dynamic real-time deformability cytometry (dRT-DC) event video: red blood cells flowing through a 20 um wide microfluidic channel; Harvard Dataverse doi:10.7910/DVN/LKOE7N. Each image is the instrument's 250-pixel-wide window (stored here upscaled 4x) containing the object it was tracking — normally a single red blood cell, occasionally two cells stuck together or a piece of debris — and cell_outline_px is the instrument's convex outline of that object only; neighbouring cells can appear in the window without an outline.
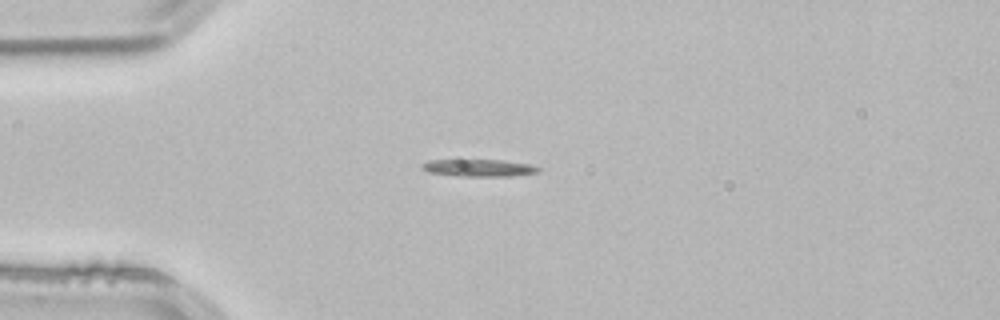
{"species": "common noctule bat (a hibernating species)", "species_latin": "Nyctalus noctula", "temperature_condition": "room temperature", "stored_images_in_passage": 40, "camera_frame_rate_fps": 3000, "um_per_image_px": 0.085, "animal": {"sex": "male", "body_mass_g": 21.5, "forearm_length_mm": 52.0}, "frame": {"image": 1, "passage_image": 1, "time_ms": 0.0, "image_size_px": [1000, 320], "cell_outline_px": [[540, 168], [536, 172], [508, 176], [460, 176], [428, 172], [420, 164], [428, 160], [504, 160], [528, 164]], "centroid_in_image_um": [40.66, 14.26], "position_along_channel_um": 44.3, "area_um2": 11.39}}
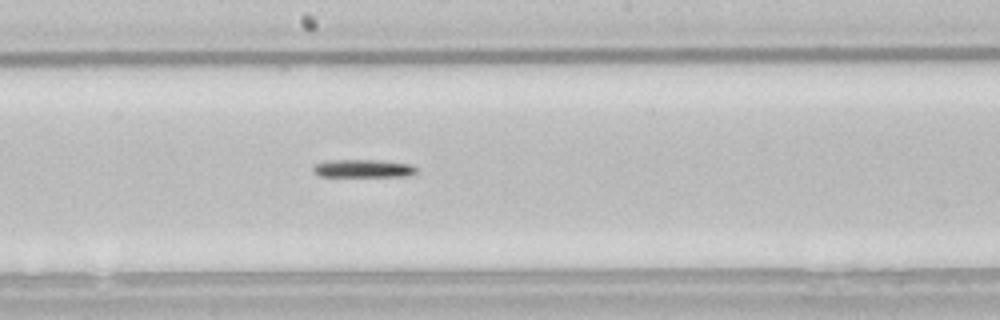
{"frame": {"image": 2, "passage_image": 16, "time_ms": 5.0, "image_size_px": [1000, 320], "cell_outline_px": [[420, 168], [416, 172], [408, 176], [320, 176], [312, 168], [316, 164], [332, 160], [376, 160], [412, 164]], "centroid_in_image_um": [30.96, 14.32], "position_along_channel_um": 217.2, "area_um2": 10.69}}
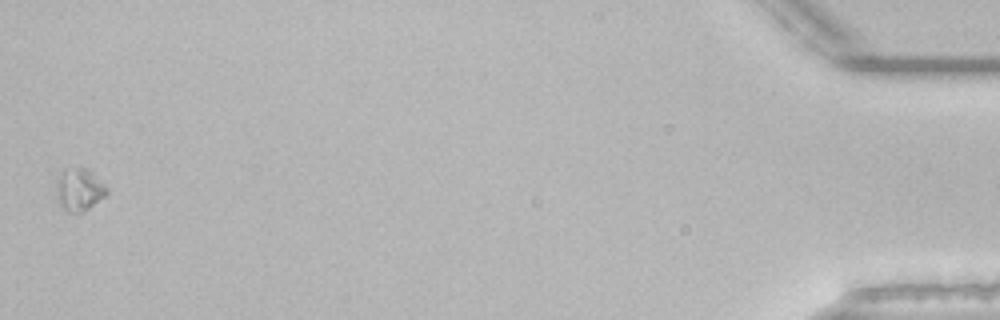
{"frame": {"image": 3, "passage_image": 40, "time_ms": 13.0, "image_size_px": [1000, 320], "cell_outline_px": [[108, 192], [104, 196], [84, 212], [68, 212], [64, 208], [60, 200], [60, 180], [64, 172], [76, 164], [92, 172], [108, 188]], "centroid_in_image_um": [6.84, 16.1], "position_along_channel_um": 428.4, "area_um2": 11.68}, "authors_computed_cell_mechanics": {"area_um2": 10.6641, "velocity_mm_per_s": 3.8488, "shape_relaxation_time_tau1_ms": 2.6619, "shape_relaxation_time_tau2_ms": null, "deformation_change_tau1": 0.1592, "deformation_change_tau2": null}}